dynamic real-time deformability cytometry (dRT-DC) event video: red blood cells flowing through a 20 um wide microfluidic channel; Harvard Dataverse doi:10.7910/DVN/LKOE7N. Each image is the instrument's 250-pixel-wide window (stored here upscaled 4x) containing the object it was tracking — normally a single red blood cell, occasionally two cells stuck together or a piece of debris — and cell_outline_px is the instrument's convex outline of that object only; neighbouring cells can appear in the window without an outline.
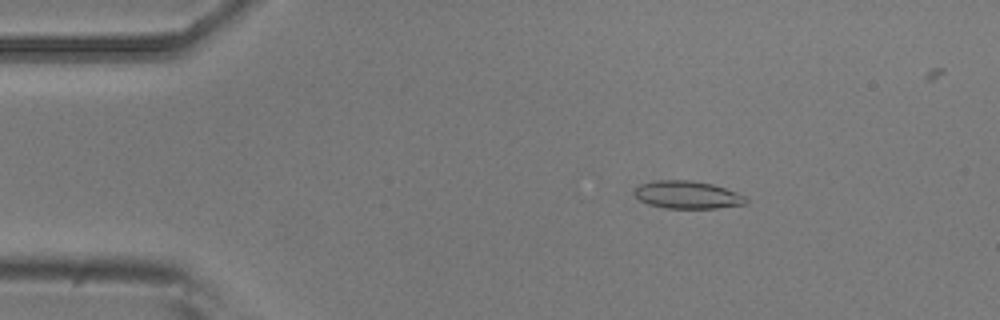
{"species": "common noctule bat (a hibernating species)", "species_latin": "Nyctalus noctula", "temperature_condition": "room temperature", "stored_images_in_passage": 5, "camera_frame_rate_fps": 3000, "um_per_image_px": 0.085, "animal": {"sex": "male", "body_mass_g": 20.5, "forearm_length_mm": 52.5}, "frame": {"image": 1, "passage_image": 3, "time_ms": 2.333, "image_size_px": [1000, 320], "cell_outline_px": [[748, 200], [744, 204], [716, 208], [664, 208], [648, 204], [640, 200], [632, 192], [640, 184], [656, 180], [692, 180], [712, 184], [736, 192], [744, 196]], "centroid_in_image_um": [58.39, 16.55], "position_along_channel_um": 26.6, "area_um2": 17.92}}
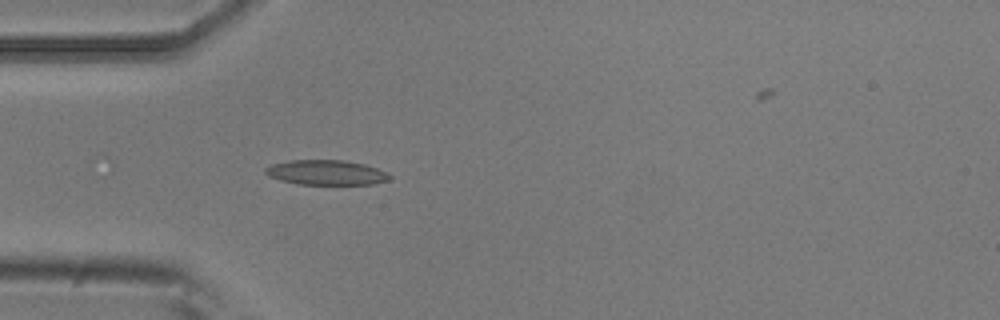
{"frame": {"image": 2, "passage_image": 5, "time_ms": 4.667, "image_size_px": [1000, 320], "cell_outline_px": [[392, 176], [388, 180], [372, 184], [296, 184], [280, 180], [268, 176], [264, 172], [264, 168], [272, 164], [292, 160], [344, 160], [364, 164], [376, 168]], "centroid_in_image_um": [27.68, 14.66], "position_along_channel_um": 57.3, "area_um2": 17.92}}